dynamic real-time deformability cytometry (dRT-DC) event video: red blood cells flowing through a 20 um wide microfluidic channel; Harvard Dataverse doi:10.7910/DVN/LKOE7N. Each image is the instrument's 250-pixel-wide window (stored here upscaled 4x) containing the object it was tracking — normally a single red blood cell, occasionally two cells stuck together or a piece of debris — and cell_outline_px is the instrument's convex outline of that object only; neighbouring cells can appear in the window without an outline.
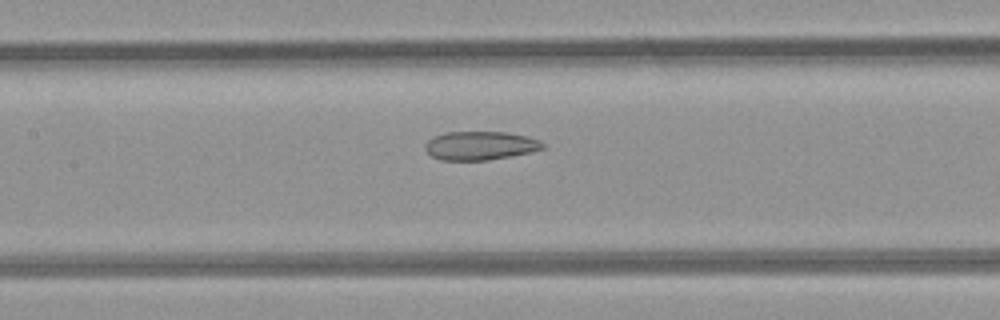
{"species": "common noctule bat (a hibernating species)", "species_latin": "Nyctalus noctula", "temperature_condition": "room temperature", "stored_images_in_passage": 26, "camera_frame_rate_fps": 3000, "um_per_image_px": 0.085, "animal": {"sex": "female", "body_mass_g": 21.9}, "frame": {"image": 1, "passage_image": 19, "time_ms": 6.0, "image_size_px": [1000, 320], "cell_outline_px": [[544, 148], [528, 152], [488, 160], [440, 160], [432, 156], [424, 148], [424, 144], [428, 140], [444, 132], [504, 132], [528, 136], [540, 140], [544, 144]], "centroid_in_image_um": [40.79, 12.37], "position_along_channel_um": 166.6, "area_um2": 19.48}}
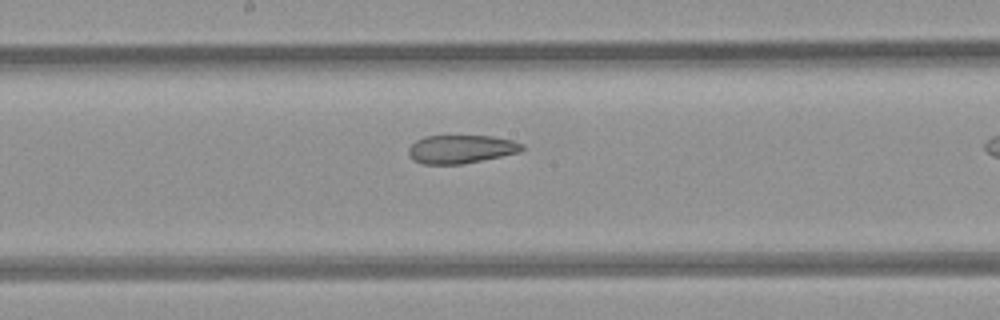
{"frame": {"image": 2, "passage_image": 22, "time_ms": 7.0, "image_size_px": [1000, 320], "cell_outline_px": [[524, 148], [520, 152], [460, 164], [424, 164], [408, 156], [408, 148], [416, 140], [424, 136], [492, 136], [512, 140], [524, 144]], "centroid_in_image_um": [39.18, 12.66], "position_along_channel_um": 209.0, "area_um2": 18.61}}